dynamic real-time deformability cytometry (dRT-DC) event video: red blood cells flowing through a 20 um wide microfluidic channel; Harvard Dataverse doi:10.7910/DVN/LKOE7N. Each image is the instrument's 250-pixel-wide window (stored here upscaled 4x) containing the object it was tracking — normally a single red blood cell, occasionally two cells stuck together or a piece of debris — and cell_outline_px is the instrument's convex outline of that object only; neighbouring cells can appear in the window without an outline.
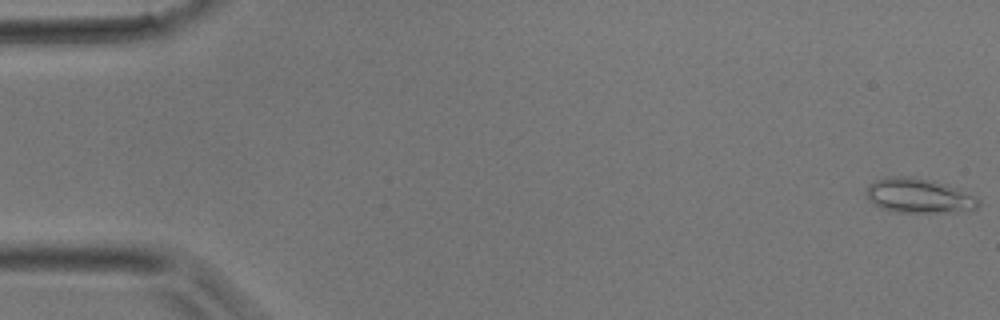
{"species": "common noctule bat (a hibernating species)", "species_latin": "Nyctalus noctula", "temperature_condition": "room temperature", "stored_images_in_passage": 5, "camera_frame_rate_fps": 3000, "um_per_image_px": 0.085, "animal": {"sex": "male", "body_mass_g": 17.9}, "frame": {"image": 1, "passage_image": 1, "time_ms": 0.0, "image_size_px": [1000, 320], "cell_outline_px": [[980, 204], [976, 208], [968, 212], [896, 212], [880, 208], [872, 204], [868, 200], [868, 184], [876, 180], [888, 176], [908, 176], [936, 180], [948, 184], [976, 196], [980, 200]], "centroid_in_image_um": [78.15, 16.64], "position_along_channel_um": 6.9, "area_um2": 23.06}}